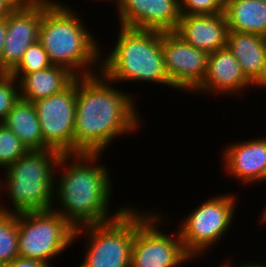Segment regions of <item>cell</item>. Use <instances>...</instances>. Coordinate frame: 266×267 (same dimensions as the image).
Listing matches in <instances>:
<instances>
[{
	"instance_id": "cell-24",
	"label": "cell",
	"mask_w": 266,
	"mask_h": 267,
	"mask_svg": "<svg viewBox=\"0 0 266 267\" xmlns=\"http://www.w3.org/2000/svg\"><path fill=\"white\" fill-rule=\"evenodd\" d=\"M19 82L10 73L0 77V123H3L19 100Z\"/></svg>"
},
{
	"instance_id": "cell-22",
	"label": "cell",
	"mask_w": 266,
	"mask_h": 267,
	"mask_svg": "<svg viewBox=\"0 0 266 267\" xmlns=\"http://www.w3.org/2000/svg\"><path fill=\"white\" fill-rule=\"evenodd\" d=\"M47 52L37 41L27 48L19 64L10 72L18 81L27 73L36 72L52 66Z\"/></svg>"
},
{
	"instance_id": "cell-29",
	"label": "cell",
	"mask_w": 266,
	"mask_h": 267,
	"mask_svg": "<svg viewBox=\"0 0 266 267\" xmlns=\"http://www.w3.org/2000/svg\"><path fill=\"white\" fill-rule=\"evenodd\" d=\"M230 263H225V262H223V264L221 265H219L220 267H266V263H263V262H247L246 261V263H243L242 265L240 264L239 266L238 265H234L233 263L231 264V261H229ZM232 265H234V266H232Z\"/></svg>"
},
{
	"instance_id": "cell-26",
	"label": "cell",
	"mask_w": 266,
	"mask_h": 267,
	"mask_svg": "<svg viewBox=\"0 0 266 267\" xmlns=\"http://www.w3.org/2000/svg\"><path fill=\"white\" fill-rule=\"evenodd\" d=\"M4 267H53L50 263L18 257Z\"/></svg>"
},
{
	"instance_id": "cell-25",
	"label": "cell",
	"mask_w": 266,
	"mask_h": 267,
	"mask_svg": "<svg viewBox=\"0 0 266 267\" xmlns=\"http://www.w3.org/2000/svg\"><path fill=\"white\" fill-rule=\"evenodd\" d=\"M226 0H186L180 6L181 15L224 13Z\"/></svg>"
},
{
	"instance_id": "cell-23",
	"label": "cell",
	"mask_w": 266,
	"mask_h": 267,
	"mask_svg": "<svg viewBox=\"0 0 266 267\" xmlns=\"http://www.w3.org/2000/svg\"><path fill=\"white\" fill-rule=\"evenodd\" d=\"M27 151L20 139L4 123H0V168L6 169Z\"/></svg>"
},
{
	"instance_id": "cell-2",
	"label": "cell",
	"mask_w": 266,
	"mask_h": 267,
	"mask_svg": "<svg viewBox=\"0 0 266 267\" xmlns=\"http://www.w3.org/2000/svg\"><path fill=\"white\" fill-rule=\"evenodd\" d=\"M101 155L62 154L58 160L55 172L64 170L59 176L55 173L53 200L57 202H53L52 209L75 229L110 221L128 207L125 205L110 215V198L113 194L111 169L102 163L98 164ZM55 203H60V207ZM56 206L58 209H55Z\"/></svg>"
},
{
	"instance_id": "cell-12",
	"label": "cell",
	"mask_w": 266,
	"mask_h": 267,
	"mask_svg": "<svg viewBox=\"0 0 266 267\" xmlns=\"http://www.w3.org/2000/svg\"><path fill=\"white\" fill-rule=\"evenodd\" d=\"M53 2L37 0L29 6L15 8L7 15V35L1 61V69L5 73H10L19 64L27 48L39 41L43 13Z\"/></svg>"
},
{
	"instance_id": "cell-13",
	"label": "cell",
	"mask_w": 266,
	"mask_h": 267,
	"mask_svg": "<svg viewBox=\"0 0 266 267\" xmlns=\"http://www.w3.org/2000/svg\"><path fill=\"white\" fill-rule=\"evenodd\" d=\"M116 10L119 26L140 30L175 31L181 17L177 0H119Z\"/></svg>"
},
{
	"instance_id": "cell-33",
	"label": "cell",
	"mask_w": 266,
	"mask_h": 267,
	"mask_svg": "<svg viewBox=\"0 0 266 267\" xmlns=\"http://www.w3.org/2000/svg\"><path fill=\"white\" fill-rule=\"evenodd\" d=\"M177 1H178L179 6H181L186 0H177Z\"/></svg>"
},
{
	"instance_id": "cell-27",
	"label": "cell",
	"mask_w": 266,
	"mask_h": 267,
	"mask_svg": "<svg viewBox=\"0 0 266 267\" xmlns=\"http://www.w3.org/2000/svg\"><path fill=\"white\" fill-rule=\"evenodd\" d=\"M6 35H7V16H4L0 17V68H1L2 54L4 50Z\"/></svg>"
},
{
	"instance_id": "cell-16",
	"label": "cell",
	"mask_w": 266,
	"mask_h": 267,
	"mask_svg": "<svg viewBox=\"0 0 266 267\" xmlns=\"http://www.w3.org/2000/svg\"><path fill=\"white\" fill-rule=\"evenodd\" d=\"M174 32L185 42L210 54L226 48L229 27L224 13L181 15Z\"/></svg>"
},
{
	"instance_id": "cell-14",
	"label": "cell",
	"mask_w": 266,
	"mask_h": 267,
	"mask_svg": "<svg viewBox=\"0 0 266 267\" xmlns=\"http://www.w3.org/2000/svg\"><path fill=\"white\" fill-rule=\"evenodd\" d=\"M223 169L243 185L266 183V137L226 145L222 150Z\"/></svg>"
},
{
	"instance_id": "cell-6",
	"label": "cell",
	"mask_w": 266,
	"mask_h": 267,
	"mask_svg": "<svg viewBox=\"0 0 266 267\" xmlns=\"http://www.w3.org/2000/svg\"><path fill=\"white\" fill-rule=\"evenodd\" d=\"M127 207L118 217L76 228L73 241L85 235L83 263L78 267H130L136 229L156 210Z\"/></svg>"
},
{
	"instance_id": "cell-5",
	"label": "cell",
	"mask_w": 266,
	"mask_h": 267,
	"mask_svg": "<svg viewBox=\"0 0 266 267\" xmlns=\"http://www.w3.org/2000/svg\"><path fill=\"white\" fill-rule=\"evenodd\" d=\"M61 155L51 148L28 150L4 169L0 196L6 192L14 210L1 204L0 211L21 213L52 209L55 170Z\"/></svg>"
},
{
	"instance_id": "cell-10",
	"label": "cell",
	"mask_w": 266,
	"mask_h": 267,
	"mask_svg": "<svg viewBox=\"0 0 266 267\" xmlns=\"http://www.w3.org/2000/svg\"><path fill=\"white\" fill-rule=\"evenodd\" d=\"M77 77L62 92L33 102L43 141L61 154H73Z\"/></svg>"
},
{
	"instance_id": "cell-8",
	"label": "cell",
	"mask_w": 266,
	"mask_h": 267,
	"mask_svg": "<svg viewBox=\"0 0 266 267\" xmlns=\"http://www.w3.org/2000/svg\"><path fill=\"white\" fill-rule=\"evenodd\" d=\"M74 231L53 209L18 213L19 257L51 263L73 245Z\"/></svg>"
},
{
	"instance_id": "cell-15",
	"label": "cell",
	"mask_w": 266,
	"mask_h": 267,
	"mask_svg": "<svg viewBox=\"0 0 266 267\" xmlns=\"http://www.w3.org/2000/svg\"><path fill=\"white\" fill-rule=\"evenodd\" d=\"M253 86L243 73L238 60L226 47L208 55L204 80L194 92L230 96L245 92L249 87L254 89Z\"/></svg>"
},
{
	"instance_id": "cell-11",
	"label": "cell",
	"mask_w": 266,
	"mask_h": 267,
	"mask_svg": "<svg viewBox=\"0 0 266 267\" xmlns=\"http://www.w3.org/2000/svg\"><path fill=\"white\" fill-rule=\"evenodd\" d=\"M161 48L174 90L194 92L204 80L209 54L185 42L174 31L161 32Z\"/></svg>"
},
{
	"instance_id": "cell-20",
	"label": "cell",
	"mask_w": 266,
	"mask_h": 267,
	"mask_svg": "<svg viewBox=\"0 0 266 267\" xmlns=\"http://www.w3.org/2000/svg\"><path fill=\"white\" fill-rule=\"evenodd\" d=\"M224 15L229 31L266 36V3L260 0H226Z\"/></svg>"
},
{
	"instance_id": "cell-34",
	"label": "cell",
	"mask_w": 266,
	"mask_h": 267,
	"mask_svg": "<svg viewBox=\"0 0 266 267\" xmlns=\"http://www.w3.org/2000/svg\"><path fill=\"white\" fill-rule=\"evenodd\" d=\"M5 72L0 68V77L3 76Z\"/></svg>"
},
{
	"instance_id": "cell-18",
	"label": "cell",
	"mask_w": 266,
	"mask_h": 267,
	"mask_svg": "<svg viewBox=\"0 0 266 267\" xmlns=\"http://www.w3.org/2000/svg\"><path fill=\"white\" fill-rule=\"evenodd\" d=\"M75 78L67 68L58 65L27 73L18 81L20 98L32 103L48 98L62 92Z\"/></svg>"
},
{
	"instance_id": "cell-31",
	"label": "cell",
	"mask_w": 266,
	"mask_h": 267,
	"mask_svg": "<svg viewBox=\"0 0 266 267\" xmlns=\"http://www.w3.org/2000/svg\"><path fill=\"white\" fill-rule=\"evenodd\" d=\"M261 217H260V223L266 224V206L262 208Z\"/></svg>"
},
{
	"instance_id": "cell-30",
	"label": "cell",
	"mask_w": 266,
	"mask_h": 267,
	"mask_svg": "<svg viewBox=\"0 0 266 267\" xmlns=\"http://www.w3.org/2000/svg\"><path fill=\"white\" fill-rule=\"evenodd\" d=\"M15 8H21L29 6L35 3L37 0H8Z\"/></svg>"
},
{
	"instance_id": "cell-1",
	"label": "cell",
	"mask_w": 266,
	"mask_h": 267,
	"mask_svg": "<svg viewBox=\"0 0 266 267\" xmlns=\"http://www.w3.org/2000/svg\"><path fill=\"white\" fill-rule=\"evenodd\" d=\"M112 84L101 72L77 77L73 154H103L115 138L138 131L134 96Z\"/></svg>"
},
{
	"instance_id": "cell-9",
	"label": "cell",
	"mask_w": 266,
	"mask_h": 267,
	"mask_svg": "<svg viewBox=\"0 0 266 267\" xmlns=\"http://www.w3.org/2000/svg\"><path fill=\"white\" fill-rule=\"evenodd\" d=\"M160 214L153 212L136 229L130 267H179L192 260L184 250L178 229L174 234L159 229L165 223Z\"/></svg>"
},
{
	"instance_id": "cell-7",
	"label": "cell",
	"mask_w": 266,
	"mask_h": 267,
	"mask_svg": "<svg viewBox=\"0 0 266 267\" xmlns=\"http://www.w3.org/2000/svg\"><path fill=\"white\" fill-rule=\"evenodd\" d=\"M235 195L211 196L179 223L178 231L184 250L192 259H198L213 248L211 246L215 247L231 229L238 206Z\"/></svg>"
},
{
	"instance_id": "cell-21",
	"label": "cell",
	"mask_w": 266,
	"mask_h": 267,
	"mask_svg": "<svg viewBox=\"0 0 266 267\" xmlns=\"http://www.w3.org/2000/svg\"><path fill=\"white\" fill-rule=\"evenodd\" d=\"M18 257V213L0 211V267Z\"/></svg>"
},
{
	"instance_id": "cell-4",
	"label": "cell",
	"mask_w": 266,
	"mask_h": 267,
	"mask_svg": "<svg viewBox=\"0 0 266 267\" xmlns=\"http://www.w3.org/2000/svg\"><path fill=\"white\" fill-rule=\"evenodd\" d=\"M119 27L115 46L101 57L100 72L113 85L141 81L174 88L165 71L161 31Z\"/></svg>"
},
{
	"instance_id": "cell-32",
	"label": "cell",
	"mask_w": 266,
	"mask_h": 267,
	"mask_svg": "<svg viewBox=\"0 0 266 267\" xmlns=\"http://www.w3.org/2000/svg\"><path fill=\"white\" fill-rule=\"evenodd\" d=\"M97 1L99 2V0H97ZM104 1H106V0H103V2H104ZM107 1L110 2V4L112 3V4L117 5L119 0H107ZM112 1H113L114 3H113ZM115 2H117V4H116Z\"/></svg>"
},
{
	"instance_id": "cell-19",
	"label": "cell",
	"mask_w": 266,
	"mask_h": 267,
	"mask_svg": "<svg viewBox=\"0 0 266 267\" xmlns=\"http://www.w3.org/2000/svg\"><path fill=\"white\" fill-rule=\"evenodd\" d=\"M3 123L28 150L50 148L43 141L39 117L32 102L19 98Z\"/></svg>"
},
{
	"instance_id": "cell-3",
	"label": "cell",
	"mask_w": 266,
	"mask_h": 267,
	"mask_svg": "<svg viewBox=\"0 0 266 267\" xmlns=\"http://www.w3.org/2000/svg\"><path fill=\"white\" fill-rule=\"evenodd\" d=\"M78 15L71 6L54 0L43 13L39 42L53 65L67 68L76 77L91 76L100 73L103 52Z\"/></svg>"
},
{
	"instance_id": "cell-28",
	"label": "cell",
	"mask_w": 266,
	"mask_h": 267,
	"mask_svg": "<svg viewBox=\"0 0 266 267\" xmlns=\"http://www.w3.org/2000/svg\"><path fill=\"white\" fill-rule=\"evenodd\" d=\"M15 7L8 0H0V17L9 15Z\"/></svg>"
},
{
	"instance_id": "cell-17",
	"label": "cell",
	"mask_w": 266,
	"mask_h": 267,
	"mask_svg": "<svg viewBox=\"0 0 266 267\" xmlns=\"http://www.w3.org/2000/svg\"><path fill=\"white\" fill-rule=\"evenodd\" d=\"M226 47L233 53L241 69L254 87H266V44L254 33L229 31Z\"/></svg>"
}]
</instances>
